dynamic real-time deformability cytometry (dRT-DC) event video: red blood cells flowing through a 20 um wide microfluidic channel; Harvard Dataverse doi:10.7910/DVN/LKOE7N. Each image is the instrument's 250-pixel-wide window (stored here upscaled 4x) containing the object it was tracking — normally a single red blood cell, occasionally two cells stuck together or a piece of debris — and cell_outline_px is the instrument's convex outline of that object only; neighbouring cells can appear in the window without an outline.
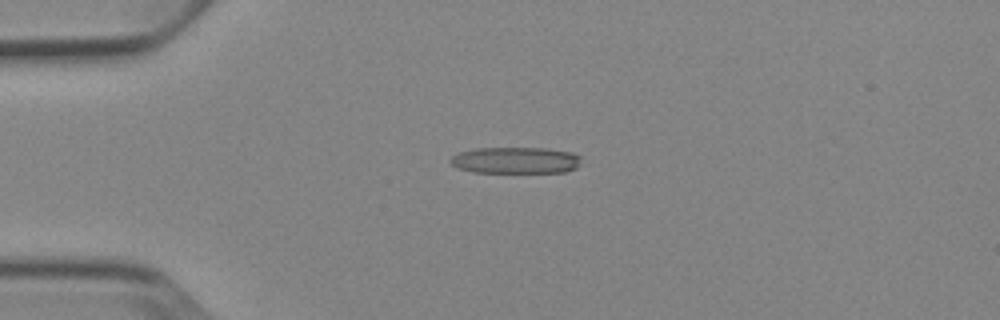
{"species": "Egyptian fruit bat (a non-hibernating species)", "species_latin": "Rousettus aegyptiacus", "temperature_condition": "cold", "stored_images_in_passage": 5, "camera_frame_rate_fps": 3000, "um_per_image_px": 0.085, "animal": {"sex": "female"}, "frame": {"image": 1, "passage_image": 4, "time_ms": 3.333, "image_size_px": [1000, 320], "cell_outline_px": [[580, 160], [576, 168], [564, 172], [472, 172], [456, 168], [448, 160], [452, 156], [460, 152], [476, 148], [544, 148], [572, 152], [580, 156]], "centroid_in_image_um": [43.8, 13.62], "position_along_channel_um": 41.2, "area_um2": 20.17}}